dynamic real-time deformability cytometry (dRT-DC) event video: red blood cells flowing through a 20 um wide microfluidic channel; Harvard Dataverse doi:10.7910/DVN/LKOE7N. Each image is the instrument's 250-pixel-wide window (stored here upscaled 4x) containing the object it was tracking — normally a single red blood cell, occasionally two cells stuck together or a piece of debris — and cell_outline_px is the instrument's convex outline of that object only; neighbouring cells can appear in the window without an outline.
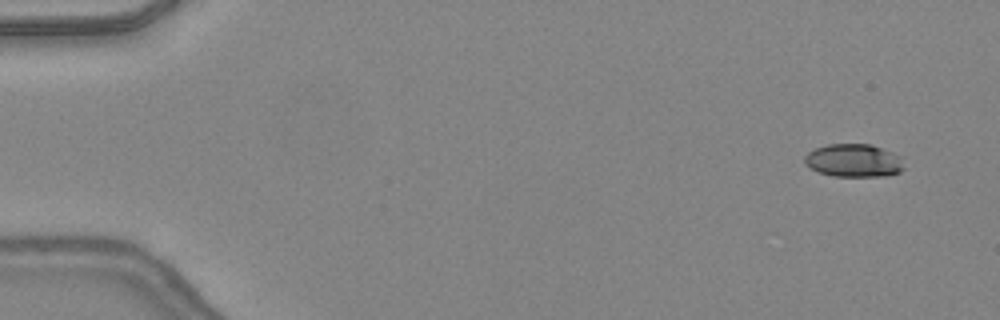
{"species": "common noctule bat (a hibernating species)", "species_latin": "Nyctalus noctula", "temperature_condition": "warm", "stored_images_in_passage": 8, "camera_frame_rate_fps": 3000, "um_per_image_px": 0.085, "animal": {"sex": "female", "body_mass_g": 24.6, "forearm_length_mm": 56.2}, "frame": {"image": 1, "passage_image": 1, "time_ms": 0.0, "image_size_px": [1000, 320], "cell_outline_px": [[904, 168], [900, 172], [888, 176], [832, 176], [820, 172], [804, 164], [804, 156], [808, 152], [816, 148], [828, 144], [872, 144], [904, 156]], "centroid_in_image_um": [72.63, 13.64], "position_along_channel_um": 12.4, "area_um2": 19.48}}